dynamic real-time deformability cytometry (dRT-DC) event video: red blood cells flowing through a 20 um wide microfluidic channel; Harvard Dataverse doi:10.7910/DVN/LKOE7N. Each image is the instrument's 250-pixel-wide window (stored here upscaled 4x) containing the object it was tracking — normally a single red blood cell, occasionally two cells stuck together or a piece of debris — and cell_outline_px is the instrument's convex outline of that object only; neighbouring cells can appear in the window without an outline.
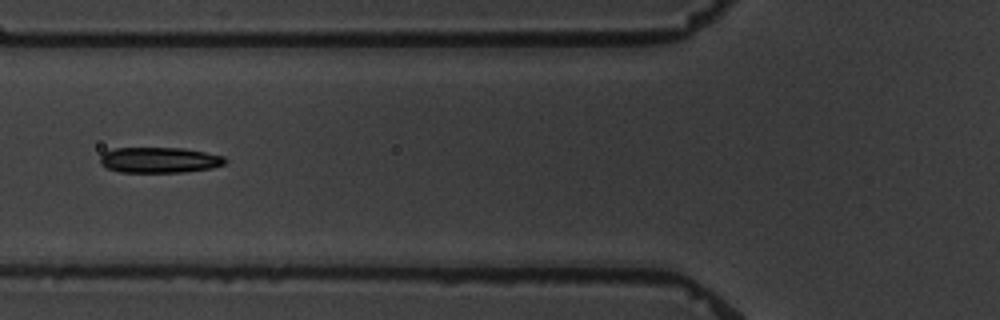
{"species": "common noctule bat (a hibernating species)", "species_latin": "Nyctalus noctula", "temperature_condition": "warm", "stored_images_in_passage": 9, "camera_frame_rate_fps": 3000, "um_per_image_px": 0.085, "animal": {"sex": "male", "body_mass_g": 19.5, "forearm_length_mm": 54.6}, "frame": {"image": 1, "passage_image": 6, "time_ms": 6.0, "image_size_px": [1000, 320], "cell_outline_px": [[228, 160], [224, 164], [212, 168], [184, 172], [120, 172], [108, 168], [100, 164], [100, 156], [104, 152], [116, 148], [184, 148], [224, 156]], "centroid_in_image_um": [13.56, 13.6], "position_along_channel_um": 112.2, "area_um2": 18.67}}
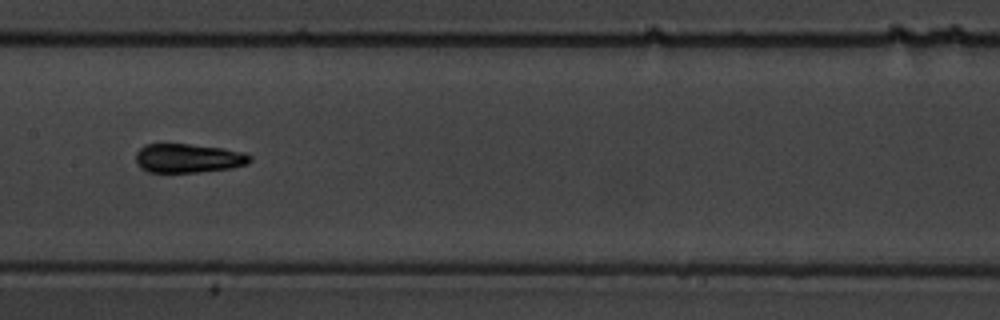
{"frame": {"image": 2, "passage_image": 8, "time_ms": 8.333, "image_size_px": [1000, 320], "cell_outline_px": [[252, 160], [248, 164], [232, 168], [196, 172], [148, 172], [140, 168], [136, 160], [136, 152], [144, 144], [188, 144], [224, 148], [244, 152], [252, 156]], "centroid_in_image_um": [16.02, 13.44], "position_along_channel_um": 191.4, "area_um2": 19.42}}
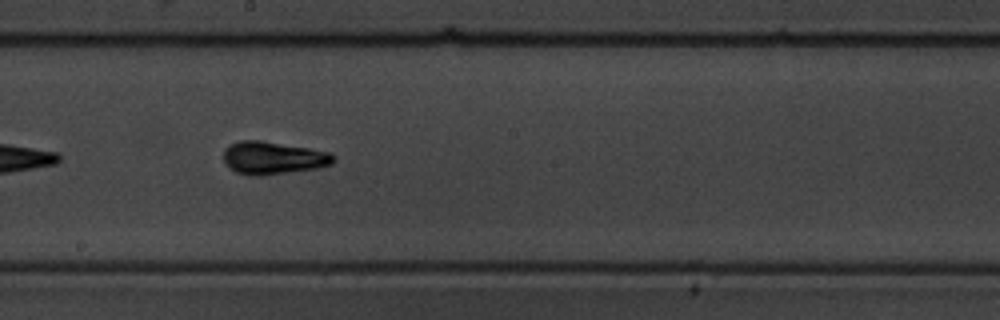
{"frame": {"image": 3, "passage_image": 9, "time_ms": 9.333, "image_size_px": [1000, 320], "cell_outline_px": [[336, 160], [332, 164], [316, 168], [260, 176], [248, 176], [236, 172], [228, 168], [224, 160], [224, 148], [240, 140], [260, 140], [308, 148], [328, 152], [336, 156]], "centroid_in_image_um": [23.19, 13.43], "position_along_channel_um": 225.0, "area_um2": 20.98}}